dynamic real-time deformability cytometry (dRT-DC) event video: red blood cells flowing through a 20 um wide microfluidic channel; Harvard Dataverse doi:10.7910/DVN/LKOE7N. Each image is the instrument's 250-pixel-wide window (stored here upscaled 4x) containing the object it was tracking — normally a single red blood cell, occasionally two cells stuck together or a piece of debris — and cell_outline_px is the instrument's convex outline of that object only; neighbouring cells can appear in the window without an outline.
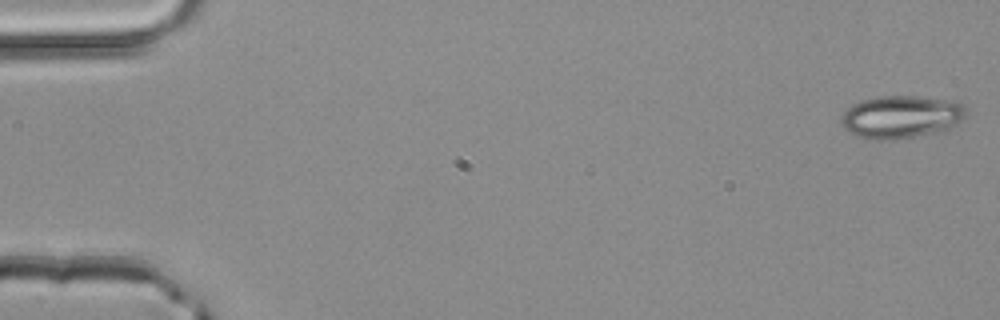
{"species": "common noctule bat (a hibernating species)", "species_latin": "Nyctalus noctula", "temperature_condition": "room temperature", "stored_images_in_passage": 4, "camera_frame_rate_fps": 3000, "um_per_image_px": 0.085, "animal": {"sex": "male", "body_mass_g": 20.4}, "frame": {"image": 1, "passage_image": 1, "time_ms": 0.0, "image_size_px": [1000, 320], "cell_outline_px": [[968, 112], [960, 120], [948, 128], [912, 136], [884, 140], [864, 140], [848, 132], [844, 128], [840, 120], [840, 116], [852, 104], [864, 100], [880, 96], [916, 96], [948, 100], [964, 104]], "centroid_in_image_um": [76.52, 9.93], "position_along_channel_um": 8.5, "area_um2": 30.75}}